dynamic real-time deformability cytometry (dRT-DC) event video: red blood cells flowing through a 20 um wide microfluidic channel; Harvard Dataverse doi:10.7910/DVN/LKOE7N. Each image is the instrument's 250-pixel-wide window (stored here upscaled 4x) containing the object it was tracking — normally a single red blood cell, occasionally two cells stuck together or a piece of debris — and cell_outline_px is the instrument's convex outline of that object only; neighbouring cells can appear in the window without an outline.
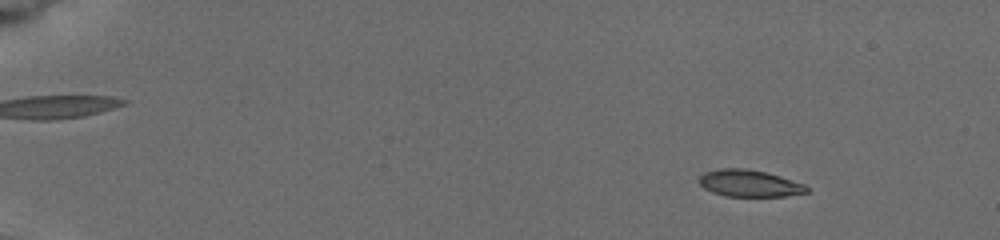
{"species": "common noctule bat (a hibernating species)", "species_latin": "Nyctalus noctula", "temperature_condition": "cold", "stored_images_in_passage": 9, "camera_frame_rate_fps": 3000, "um_per_image_px": 0.085, "animal": {"sex": "female", "body_mass_g": 19.5, "forearm_length_mm": 54.1}, "frame": {"image": 1, "passage_image": 2, "time_ms": 0.667, "image_size_px": [1000, 240], "cell_outline_px": [[808, 192], [784, 196], [724, 196], [712, 192], [704, 188], [700, 184], [700, 176], [704, 172], [716, 168], [744, 168], [768, 172], [804, 184], [808, 188]], "centroid_in_image_um": [63.67, 15.57], "position_along_channel_um": 21.3, "area_um2": 16.88}}
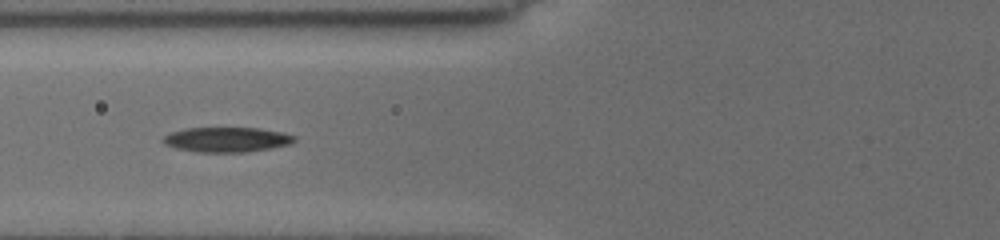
{"frame": {"image": 2, "passage_image": 7, "time_ms": 6.333, "image_size_px": [1000, 240], "cell_outline_px": [[296, 140], [292, 144], [272, 148], [248, 152], [196, 152], [176, 148], [164, 144], [160, 140], [164, 136], [172, 132], [184, 128], [260, 128], [284, 132], [296, 136]], "centroid_in_image_um": [19.31, 11.87], "position_along_channel_um": 106.5, "area_um2": 19.31}}
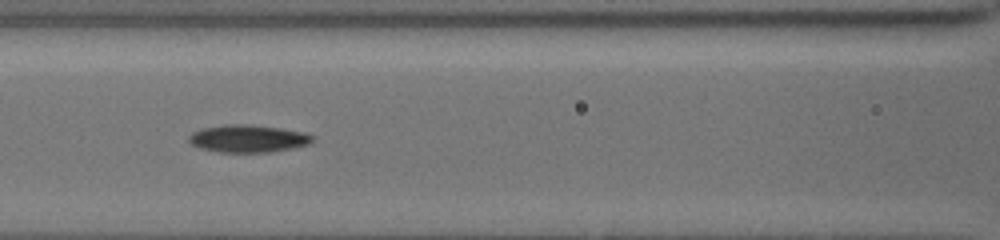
{"frame": {"image": 3, "passage_image": 8, "time_ms": 7.333, "image_size_px": [1000, 240], "cell_outline_px": [[312, 140], [308, 144], [292, 148], [272, 152], [216, 152], [200, 148], [192, 144], [188, 140], [188, 136], [192, 132], [204, 128], [224, 124], [244, 124], [280, 128], [304, 132], [312, 136]], "centroid_in_image_um": [21.04, 11.78], "position_along_channel_um": 145.6, "area_um2": 19.71}}